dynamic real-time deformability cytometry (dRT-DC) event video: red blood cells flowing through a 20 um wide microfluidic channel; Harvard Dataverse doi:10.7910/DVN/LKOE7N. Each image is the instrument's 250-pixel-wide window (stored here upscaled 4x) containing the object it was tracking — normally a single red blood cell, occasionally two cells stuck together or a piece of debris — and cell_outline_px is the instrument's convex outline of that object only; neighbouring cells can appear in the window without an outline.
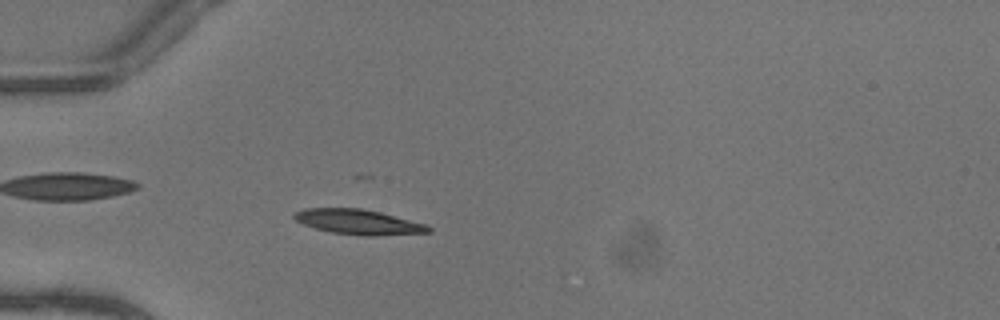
{"species": "common noctule bat (a hibernating species)", "species_latin": "Nyctalus noctula", "temperature_condition": "warm", "stored_images_in_passage": 38, "camera_frame_rate_fps": 3000, "um_per_image_px": 0.085, "animal": {"sex": "female"}, "frame": {"image": 1, "passage_image": 3, "time_ms": 0.667, "image_size_px": [1000, 320], "cell_outline_px": [[432, 232], [376, 236], [360, 236], [332, 232], [316, 228], [304, 224], [296, 220], [292, 216], [296, 212], [304, 208], [360, 208], [380, 212], [424, 224], [432, 228]], "centroid_in_image_um": [30.47, 18.87], "position_along_channel_um": 54.5, "area_um2": 19.42}}
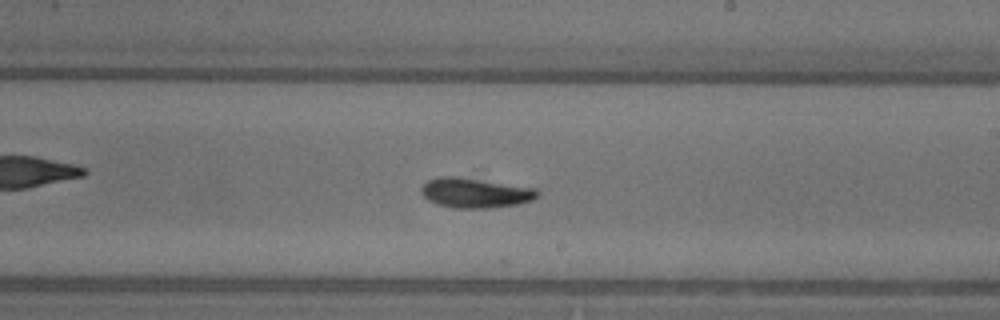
{"frame": {"image": 2, "passage_image": 18, "time_ms": 5.667, "image_size_px": [1000, 320], "cell_outline_px": [[540, 192], [532, 200], [516, 204], [488, 208], [452, 208], [436, 204], [428, 200], [420, 192], [420, 188], [428, 180], [440, 176], [456, 176], [536, 188]], "centroid_in_image_um": [40.35, 16.39], "position_along_channel_um": 248.7, "area_um2": 20.17}}
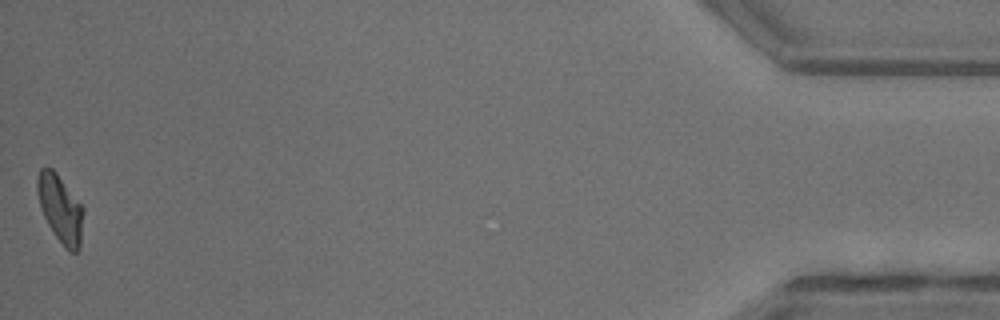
{"frame": {"image": 3, "passage_image": 38, "time_ms": 12.333, "image_size_px": [1000, 320], "cell_outline_px": [[84, 212], [80, 248], [76, 252], [68, 252], [64, 248], [48, 224], [44, 216], [36, 192], [36, 180], [40, 168], [52, 168], [56, 172], [84, 208]], "centroid_in_image_um": [5.14, 17.76], "position_along_channel_um": 430.1, "area_um2": 18.15}}